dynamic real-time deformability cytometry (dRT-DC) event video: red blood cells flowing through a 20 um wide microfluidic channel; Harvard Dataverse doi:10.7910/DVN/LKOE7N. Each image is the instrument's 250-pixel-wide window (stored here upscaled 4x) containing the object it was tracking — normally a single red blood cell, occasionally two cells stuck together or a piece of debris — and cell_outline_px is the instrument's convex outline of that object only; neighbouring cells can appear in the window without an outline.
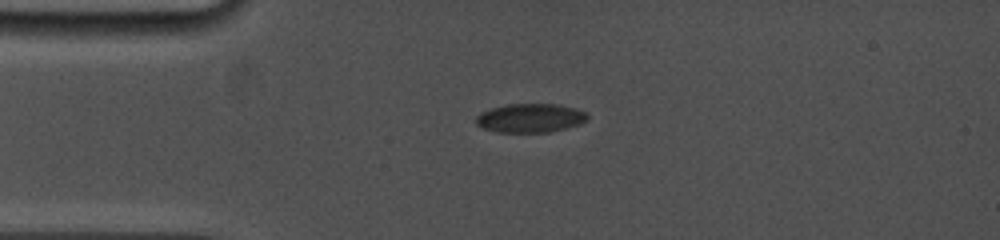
{"species": "common noctule bat (a hibernating species)", "species_latin": "Nyctalus noctula", "temperature_condition": "cold", "stored_images_in_passage": 2, "camera_frame_rate_fps": 5000, "um_per_image_px": 0.085, "animal": {"sex": "female", "body_mass_g": 19.0, "forearm_length_mm": 53.3}, "frame": {"image": 1, "passage_image": 1, "time_ms": 0.0, "image_size_px": [1000, 240], "cell_outline_px": [[588, 120], [580, 124], [548, 132], [496, 132], [484, 128], [476, 124], [476, 116], [480, 112], [492, 108], [508, 104], [560, 104], [576, 108], [588, 112]], "centroid_in_image_um": [45.1, 10.02], "position_along_channel_um": 39.9, "area_um2": 18.84}}